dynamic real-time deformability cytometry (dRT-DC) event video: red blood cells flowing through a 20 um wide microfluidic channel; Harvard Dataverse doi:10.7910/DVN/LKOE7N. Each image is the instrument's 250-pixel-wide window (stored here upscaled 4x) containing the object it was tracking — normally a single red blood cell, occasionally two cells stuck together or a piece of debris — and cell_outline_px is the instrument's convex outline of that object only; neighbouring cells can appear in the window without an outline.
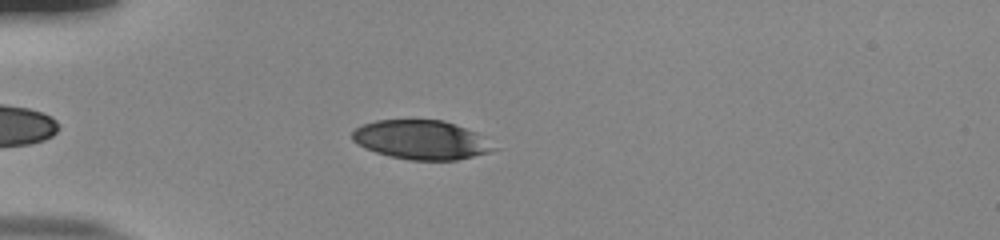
{"species": "human", "species_latin": "Homo sapiens", "temperature_condition": "room temperature", "stored_images_in_passage": 41, "camera_frame_rate_fps": 3000, "um_per_image_px": 0.085, "donor": {"sex": "male"}, "frame": {"image": 1, "passage_image": 7, "time_ms": 2.0, "image_size_px": [1000, 240], "cell_outline_px": [[500, 148], [488, 152], [456, 160], [412, 160], [392, 156], [376, 152], [364, 148], [356, 144], [352, 140], [352, 132], [356, 128], [364, 124], [376, 120], [444, 120], [456, 124], [476, 132]], "centroid_in_image_um": [35.82, 11.88], "position_along_channel_um": 49.2, "area_um2": 32.19}}
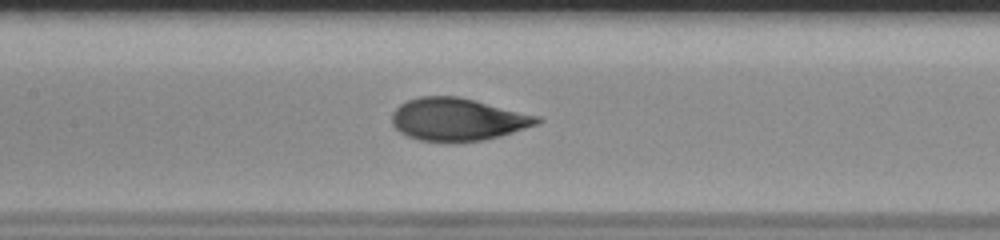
{"frame": {"image": 2, "passage_image": 18, "time_ms": 5.667, "image_size_px": [1000, 240], "cell_outline_px": [[544, 120], [540, 124], [500, 136], [484, 140], [420, 140], [408, 136], [400, 132], [392, 124], [392, 112], [400, 104], [408, 100], [420, 96], [460, 96], [540, 116]], "centroid_in_image_um": [38.95, 10.12], "position_along_channel_um": 168.5, "area_um2": 35.84}}
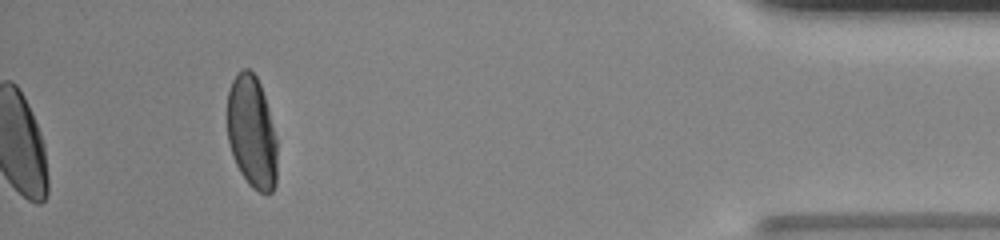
{"frame": {"image": 3, "passage_image": 41, "time_ms": 13.333, "image_size_px": [1000, 240], "cell_outline_px": [[276, 184], [272, 192], [260, 192], [252, 188], [248, 184], [240, 172], [232, 156], [228, 140], [228, 92], [232, 80], [244, 68], [248, 68], [256, 76], [260, 84], [268, 108], [276, 136]], "centroid_in_image_um": [21.4, 11.25], "position_along_channel_um": 413.8, "area_um2": 32.54}, "authors_computed_cell_mechanics": {"area_um2": 35.836, "velocity_mm_per_s": 3.8754, "shape_relaxation_time_tau1_ms": 4.9461, "shape_relaxation_time_tau2_ms": null, "deformation_change_tau1": 0.2107, "deformation_change_tau2": null}}